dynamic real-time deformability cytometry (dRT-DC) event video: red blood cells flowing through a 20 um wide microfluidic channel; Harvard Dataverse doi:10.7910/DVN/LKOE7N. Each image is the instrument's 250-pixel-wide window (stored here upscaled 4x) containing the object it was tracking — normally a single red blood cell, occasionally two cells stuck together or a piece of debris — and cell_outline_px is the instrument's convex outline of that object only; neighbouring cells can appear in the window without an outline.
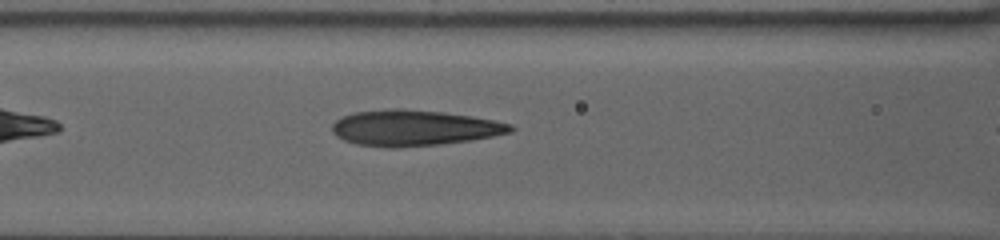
{"species": "human", "species_latin": "Homo sapiens", "temperature_condition": "warm", "stored_images_in_passage": 42, "camera_frame_rate_fps": 3000, "um_per_image_px": 0.085, "donor": {"sex": "female"}, "frame": {"image": 1, "passage_image": 11, "time_ms": 3.333, "image_size_px": [1000, 240], "cell_outline_px": [[516, 128], [512, 132], [492, 136], [468, 140], [440, 144], [400, 148], [384, 148], [356, 144], [344, 140], [336, 136], [332, 132], [332, 124], [340, 116], [352, 112], [392, 108], [400, 108], [444, 112], [472, 116], [512, 124]], "centroid_in_image_um": [35.14, 10.87], "position_along_channel_um": 131.5, "area_um2": 37.57}}
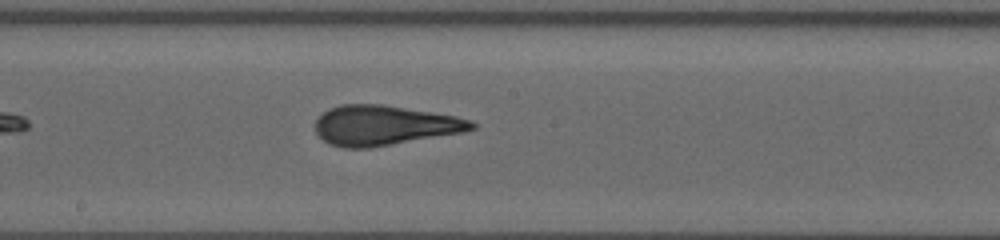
{"frame": {"image": 2, "passage_image": 20, "time_ms": 6.333, "image_size_px": [1000, 240], "cell_outline_px": [[476, 128], [464, 132], [368, 148], [344, 148], [328, 144], [316, 136], [316, 120], [328, 108], [340, 104], [380, 104], [432, 112], [456, 116], [468, 120], [476, 124]], "centroid_in_image_um": [32.62, 10.66], "position_along_channel_um": 215.6, "area_um2": 36.3}}
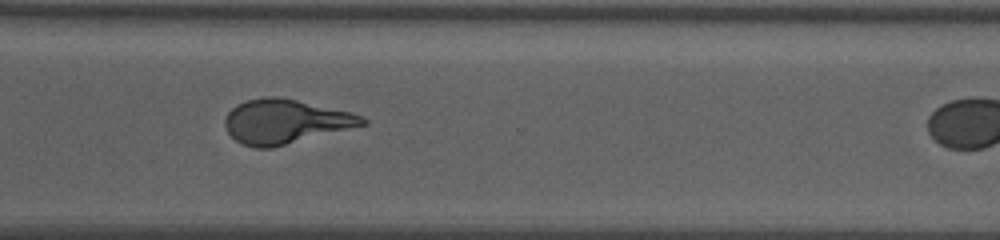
{"frame": {"image": 3, "passage_image": 34, "time_ms": 11.0, "image_size_px": [1000, 240], "cell_outline_px": [[368, 124], [272, 148], [256, 148], [244, 144], [236, 140], [228, 132], [224, 124], [224, 120], [228, 112], [236, 104], [248, 100], [264, 96], [280, 96], [352, 112], [368, 120]], "centroid_in_image_um": [24.25, 10.32], "position_along_channel_um": 346.3, "area_um2": 35.49}}